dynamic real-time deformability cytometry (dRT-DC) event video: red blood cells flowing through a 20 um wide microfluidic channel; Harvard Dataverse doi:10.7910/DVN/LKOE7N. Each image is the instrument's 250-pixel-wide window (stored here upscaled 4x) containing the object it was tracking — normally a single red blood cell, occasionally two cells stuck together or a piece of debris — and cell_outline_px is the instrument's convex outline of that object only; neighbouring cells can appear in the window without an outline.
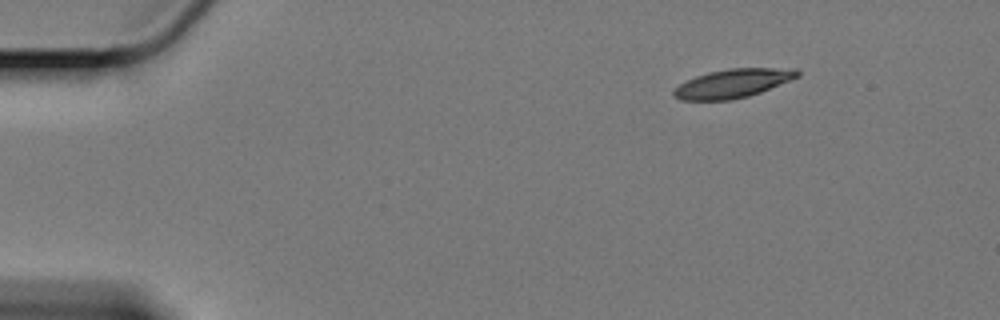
{"species": "Egyptian fruit bat (a non-hibernating species)", "species_latin": "Rousettus aegyptiacus", "temperature_condition": "cold", "stored_images_in_passage": 10, "camera_frame_rate_fps": 3000, "um_per_image_px": 0.085, "animal": {"sex": "female"}, "frame": {"image": 1, "passage_image": 10, "time_ms": 3.0, "image_size_px": [1000, 320], "cell_outline_px": [[800, 76], [760, 92], [748, 96], [732, 100], [680, 100], [672, 96], [672, 92], [680, 84], [696, 76], [708, 72], [728, 68], [796, 68], [800, 72]], "centroid_in_image_um": [62.29, 7.08], "position_along_channel_um": 22.7, "area_um2": 20.69}}